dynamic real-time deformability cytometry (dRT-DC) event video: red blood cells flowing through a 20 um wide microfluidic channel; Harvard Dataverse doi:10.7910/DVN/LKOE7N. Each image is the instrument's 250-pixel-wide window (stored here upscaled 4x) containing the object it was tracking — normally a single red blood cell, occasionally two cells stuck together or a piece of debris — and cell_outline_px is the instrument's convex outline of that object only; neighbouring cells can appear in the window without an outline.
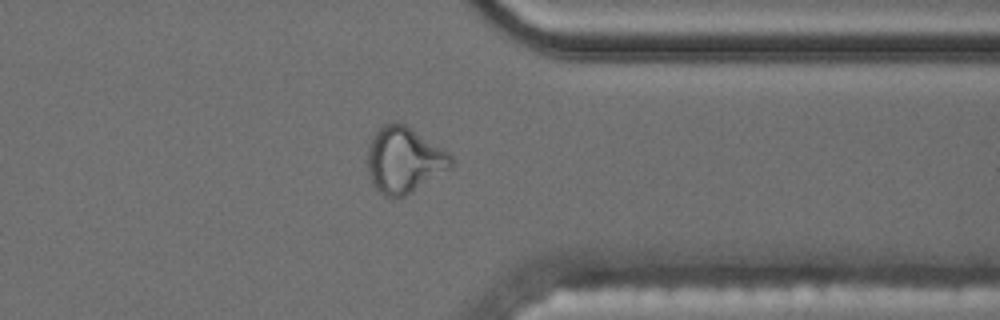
{"species": "common noctule bat (a hibernating species)", "species_latin": "Nyctalus noctula", "temperature_condition": "cold", "stored_images_in_passage": 43, "camera_frame_rate_fps": 3000, "um_per_image_px": 0.085, "animal": {"sex": "male", "body_mass_g": 17.5, "forearm_length_mm": 52.3}, "frame": {"image": 1, "passage_image": 31, "time_ms": 10.0, "image_size_px": [1000, 320], "cell_outline_px": [[456, 164], [452, 168], [404, 196], [384, 196], [372, 184], [368, 176], [368, 144], [372, 136], [384, 124], [392, 120], [396, 120], [404, 124], [448, 152], [452, 156]], "centroid_in_image_um": [34.35, 13.59], "position_along_channel_um": 377.1, "area_um2": 32.08}, "authors_computed_cell_mechanics": {"area_um2": 22.0796, "velocity_mm_per_s": 3.5328, "shape_relaxation_time_tau1_ms": null, "shape_relaxation_time_tau2_ms": 2.3715, "deformation_change_tau1": null, "deformation_change_tau2": 0.1052}}